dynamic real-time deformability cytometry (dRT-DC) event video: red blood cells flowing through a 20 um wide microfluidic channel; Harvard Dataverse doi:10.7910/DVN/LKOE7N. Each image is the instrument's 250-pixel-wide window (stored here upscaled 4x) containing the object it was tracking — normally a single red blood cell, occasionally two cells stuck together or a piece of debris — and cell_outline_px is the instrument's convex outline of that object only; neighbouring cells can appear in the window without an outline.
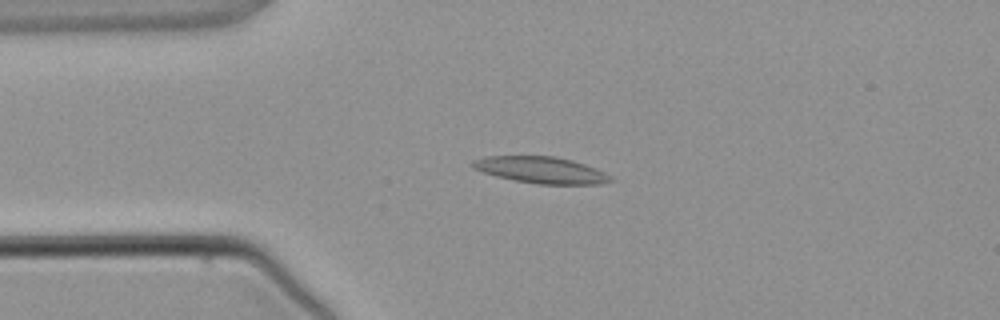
{"species": "common noctule bat (a hibernating species)", "species_latin": "Nyctalus noctula", "temperature_condition": "warm", "stored_images_in_passage": 3, "camera_frame_rate_fps": 3000, "um_per_image_px": 0.085, "animal": {"sex": "male", "body_mass_g": 21.5, "forearm_length_mm": 52.0}, "frame": {"image": 1, "passage_image": 2, "time_ms": 1.333, "image_size_px": [1000, 320], "cell_outline_px": [[612, 180], [600, 184], [536, 184], [512, 180], [496, 176], [472, 168], [468, 164], [472, 160], [484, 156], [552, 156], [572, 160], [596, 168], [612, 176]], "centroid_in_image_um": [45.94, 14.45], "position_along_channel_um": 39.1, "area_um2": 21.44}}